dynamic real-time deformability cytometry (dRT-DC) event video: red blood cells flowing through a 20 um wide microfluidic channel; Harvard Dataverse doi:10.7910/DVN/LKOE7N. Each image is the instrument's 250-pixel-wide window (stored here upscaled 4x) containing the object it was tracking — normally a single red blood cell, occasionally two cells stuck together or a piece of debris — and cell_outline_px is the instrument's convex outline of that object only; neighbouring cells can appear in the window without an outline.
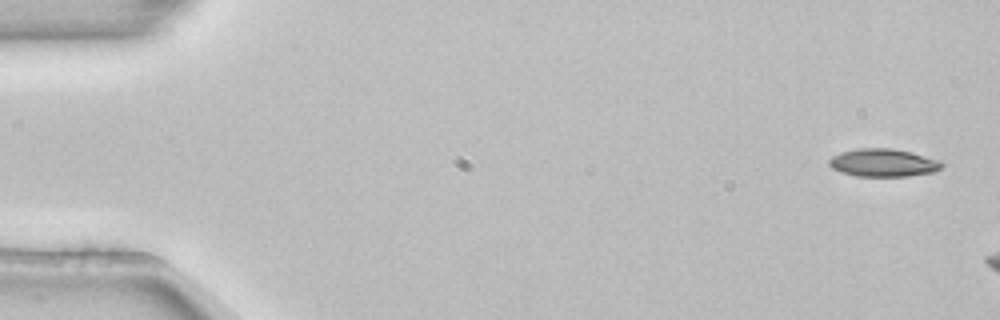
{"species": "common noctule bat (a hibernating species)", "species_latin": "Nyctalus noctula", "temperature_condition": "room temperature", "stored_images_in_passage": 3, "camera_frame_rate_fps": 3000, "um_per_image_px": 0.085, "animal": {"sex": "female", "body_mass_g": 22.7, "forearm_length_mm": 54.2}, "frame": {"image": 1, "passage_image": 1, "time_ms": 0.0, "image_size_px": [1000, 320], "cell_outline_px": [[944, 164], [936, 172], [908, 176], [856, 176], [840, 172], [832, 168], [828, 164], [828, 160], [832, 156], [840, 152], [856, 148], [892, 148], [912, 152], [940, 160]], "centroid_in_image_um": [75.07, 13.83], "position_along_channel_um": 9.9, "area_um2": 18.55}}